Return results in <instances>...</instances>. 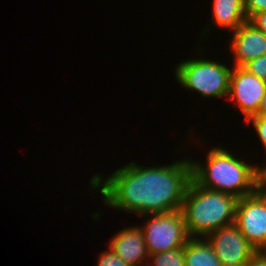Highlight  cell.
Instances as JSON below:
<instances>
[{"instance_id": "6da1fadb", "label": "cell", "mask_w": 266, "mask_h": 266, "mask_svg": "<svg viewBox=\"0 0 266 266\" xmlns=\"http://www.w3.org/2000/svg\"><path fill=\"white\" fill-rule=\"evenodd\" d=\"M190 158L166 166L143 167L131 162L110 177L96 174L90 187L103 196L104 204L137 214L167 213L181 209L192 179Z\"/></svg>"}, {"instance_id": "7a4b0ae2", "label": "cell", "mask_w": 266, "mask_h": 266, "mask_svg": "<svg viewBox=\"0 0 266 266\" xmlns=\"http://www.w3.org/2000/svg\"><path fill=\"white\" fill-rule=\"evenodd\" d=\"M221 147L208 151L206 164L190 160L192 179L200 186L242 198L259 189L260 169Z\"/></svg>"}, {"instance_id": "3957f363", "label": "cell", "mask_w": 266, "mask_h": 266, "mask_svg": "<svg viewBox=\"0 0 266 266\" xmlns=\"http://www.w3.org/2000/svg\"><path fill=\"white\" fill-rule=\"evenodd\" d=\"M238 198L204 188L193 179L181 207L189 237H203L234 223Z\"/></svg>"}, {"instance_id": "277c9868", "label": "cell", "mask_w": 266, "mask_h": 266, "mask_svg": "<svg viewBox=\"0 0 266 266\" xmlns=\"http://www.w3.org/2000/svg\"><path fill=\"white\" fill-rule=\"evenodd\" d=\"M174 70L179 85L197 91L203 98L228 96L232 68L225 64L206 58H194L181 61Z\"/></svg>"}, {"instance_id": "5b68a950", "label": "cell", "mask_w": 266, "mask_h": 266, "mask_svg": "<svg viewBox=\"0 0 266 266\" xmlns=\"http://www.w3.org/2000/svg\"><path fill=\"white\" fill-rule=\"evenodd\" d=\"M142 216L149 218L140 227L149 255L184 247L190 238L181 209Z\"/></svg>"}, {"instance_id": "8992f818", "label": "cell", "mask_w": 266, "mask_h": 266, "mask_svg": "<svg viewBox=\"0 0 266 266\" xmlns=\"http://www.w3.org/2000/svg\"><path fill=\"white\" fill-rule=\"evenodd\" d=\"M234 224L256 250L266 246V194L260 188L238 198Z\"/></svg>"}, {"instance_id": "52a82bcc", "label": "cell", "mask_w": 266, "mask_h": 266, "mask_svg": "<svg viewBox=\"0 0 266 266\" xmlns=\"http://www.w3.org/2000/svg\"><path fill=\"white\" fill-rule=\"evenodd\" d=\"M205 238L222 266H245L258 251L234 223L213 231Z\"/></svg>"}, {"instance_id": "ba28073f", "label": "cell", "mask_w": 266, "mask_h": 266, "mask_svg": "<svg viewBox=\"0 0 266 266\" xmlns=\"http://www.w3.org/2000/svg\"><path fill=\"white\" fill-rule=\"evenodd\" d=\"M265 91L266 81L249 73L242 66H233L227 99L235 100L245 121L258 114Z\"/></svg>"}, {"instance_id": "9c48e42d", "label": "cell", "mask_w": 266, "mask_h": 266, "mask_svg": "<svg viewBox=\"0 0 266 266\" xmlns=\"http://www.w3.org/2000/svg\"><path fill=\"white\" fill-rule=\"evenodd\" d=\"M230 50L234 66H243L248 61L266 54V35L248 20L232 32Z\"/></svg>"}, {"instance_id": "30bf717a", "label": "cell", "mask_w": 266, "mask_h": 266, "mask_svg": "<svg viewBox=\"0 0 266 266\" xmlns=\"http://www.w3.org/2000/svg\"><path fill=\"white\" fill-rule=\"evenodd\" d=\"M108 246L128 265L147 266L145 262L149 261V253L140 226H128L119 230Z\"/></svg>"}, {"instance_id": "8fae6325", "label": "cell", "mask_w": 266, "mask_h": 266, "mask_svg": "<svg viewBox=\"0 0 266 266\" xmlns=\"http://www.w3.org/2000/svg\"><path fill=\"white\" fill-rule=\"evenodd\" d=\"M213 18L215 25L235 31L247 21L244 0H213Z\"/></svg>"}, {"instance_id": "7c38bea8", "label": "cell", "mask_w": 266, "mask_h": 266, "mask_svg": "<svg viewBox=\"0 0 266 266\" xmlns=\"http://www.w3.org/2000/svg\"><path fill=\"white\" fill-rule=\"evenodd\" d=\"M185 266H222L212 246L203 237H190L184 246Z\"/></svg>"}, {"instance_id": "4fadbf2b", "label": "cell", "mask_w": 266, "mask_h": 266, "mask_svg": "<svg viewBox=\"0 0 266 266\" xmlns=\"http://www.w3.org/2000/svg\"><path fill=\"white\" fill-rule=\"evenodd\" d=\"M147 266H185L184 247L149 255Z\"/></svg>"}, {"instance_id": "5bb4252c", "label": "cell", "mask_w": 266, "mask_h": 266, "mask_svg": "<svg viewBox=\"0 0 266 266\" xmlns=\"http://www.w3.org/2000/svg\"><path fill=\"white\" fill-rule=\"evenodd\" d=\"M242 67L259 79L266 81V54L248 61Z\"/></svg>"}, {"instance_id": "9a60e30c", "label": "cell", "mask_w": 266, "mask_h": 266, "mask_svg": "<svg viewBox=\"0 0 266 266\" xmlns=\"http://www.w3.org/2000/svg\"><path fill=\"white\" fill-rule=\"evenodd\" d=\"M97 266H130L121 259L109 246V250L102 251L97 260Z\"/></svg>"}, {"instance_id": "2e32d148", "label": "cell", "mask_w": 266, "mask_h": 266, "mask_svg": "<svg viewBox=\"0 0 266 266\" xmlns=\"http://www.w3.org/2000/svg\"><path fill=\"white\" fill-rule=\"evenodd\" d=\"M251 122L257 132L258 138L260 139L262 146L266 150V117L253 116L246 121L247 124Z\"/></svg>"}, {"instance_id": "e0dca14e", "label": "cell", "mask_w": 266, "mask_h": 266, "mask_svg": "<svg viewBox=\"0 0 266 266\" xmlns=\"http://www.w3.org/2000/svg\"><path fill=\"white\" fill-rule=\"evenodd\" d=\"M244 9L249 20L254 14L266 11V0H244Z\"/></svg>"}, {"instance_id": "ac0fdd59", "label": "cell", "mask_w": 266, "mask_h": 266, "mask_svg": "<svg viewBox=\"0 0 266 266\" xmlns=\"http://www.w3.org/2000/svg\"><path fill=\"white\" fill-rule=\"evenodd\" d=\"M248 21L266 35V11L254 14Z\"/></svg>"}, {"instance_id": "d6986e66", "label": "cell", "mask_w": 266, "mask_h": 266, "mask_svg": "<svg viewBox=\"0 0 266 266\" xmlns=\"http://www.w3.org/2000/svg\"><path fill=\"white\" fill-rule=\"evenodd\" d=\"M245 266H266V255L262 250L257 251Z\"/></svg>"}, {"instance_id": "ffe728a7", "label": "cell", "mask_w": 266, "mask_h": 266, "mask_svg": "<svg viewBox=\"0 0 266 266\" xmlns=\"http://www.w3.org/2000/svg\"><path fill=\"white\" fill-rule=\"evenodd\" d=\"M260 169L259 188L266 194V166H258Z\"/></svg>"}, {"instance_id": "44dd1931", "label": "cell", "mask_w": 266, "mask_h": 266, "mask_svg": "<svg viewBox=\"0 0 266 266\" xmlns=\"http://www.w3.org/2000/svg\"><path fill=\"white\" fill-rule=\"evenodd\" d=\"M256 116H264V117H266V91H265V94L263 96L260 109H259L258 114Z\"/></svg>"}, {"instance_id": "7402d4cb", "label": "cell", "mask_w": 266, "mask_h": 266, "mask_svg": "<svg viewBox=\"0 0 266 266\" xmlns=\"http://www.w3.org/2000/svg\"><path fill=\"white\" fill-rule=\"evenodd\" d=\"M262 252L266 255V246L262 249Z\"/></svg>"}]
</instances>
